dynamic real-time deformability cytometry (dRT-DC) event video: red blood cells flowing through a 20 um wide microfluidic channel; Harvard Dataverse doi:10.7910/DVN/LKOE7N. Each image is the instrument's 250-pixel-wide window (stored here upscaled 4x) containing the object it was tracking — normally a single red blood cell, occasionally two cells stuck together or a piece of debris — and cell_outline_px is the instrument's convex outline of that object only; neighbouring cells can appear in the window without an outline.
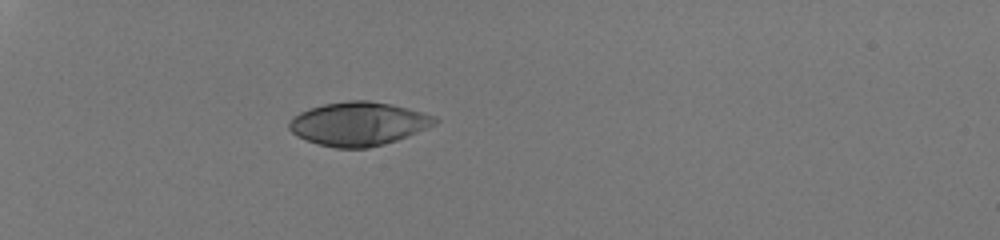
{"species": "human", "species_latin": "Homo sapiens", "temperature_condition": "room temperature", "stored_images_in_passage": 36, "camera_frame_rate_fps": 3000, "um_per_image_px": 0.085, "donor": {"sex": "male"}, "frame": {"image": 1, "passage_image": 1, "time_ms": 0.0, "image_size_px": [1000, 240], "cell_outline_px": [[440, 120], [436, 124], [428, 128], [396, 140], [384, 144], [368, 148], [336, 148], [320, 144], [296, 136], [288, 128], [288, 124], [292, 116], [300, 112], [324, 104], [348, 100], [368, 100], [392, 104], [436, 116]], "centroid_in_image_um": [30.48, 10.52], "position_along_channel_um": 54.5, "area_um2": 36.99}}
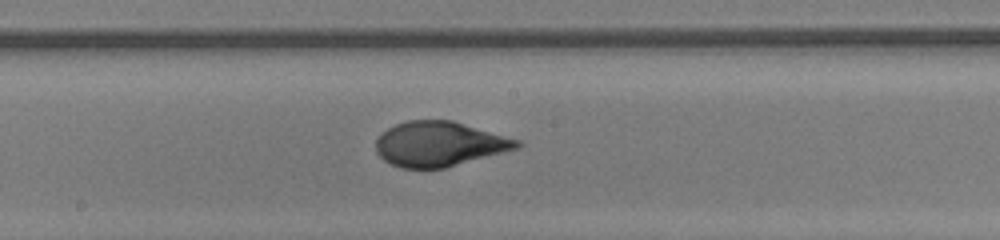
{"frame": {"image": 2, "passage_image": 16, "time_ms": 5.0, "image_size_px": [1000, 240], "cell_outline_px": [[524, 144], [516, 148], [444, 168], [400, 168], [384, 160], [376, 152], [376, 140], [388, 128], [396, 124], [408, 120], [452, 120], [520, 140]], "centroid_in_image_um": [37.32, 12.23], "position_along_channel_um": 210.9, "area_um2": 36.41}}
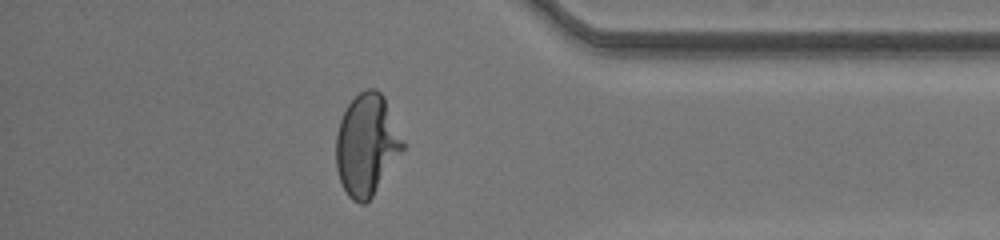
{"frame": {"image": 3, "passage_image": 31, "time_ms": 10.0, "image_size_px": [1000, 240], "cell_outline_px": [[404, 148], [372, 196], [364, 204], [360, 204], [352, 200], [348, 196], [340, 180], [336, 168], [336, 136], [340, 120], [348, 104], [360, 92], [368, 88], [376, 88], [384, 96], [404, 140]], "centroid_in_image_um": [31.16, 12.29], "position_along_channel_um": 404.0, "area_um2": 39.19}, "authors_computed_cell_mechanics": {"area_um2": 37.3677, "velocity_mm_per_s": 4.0748, "shape_relaxation_time_tau1_ms": 4.4918, "shape_relaxation_time_tau2_ms": null, "deformation_change_tau1": 0.2346, "deformation_change_tau2": null}}